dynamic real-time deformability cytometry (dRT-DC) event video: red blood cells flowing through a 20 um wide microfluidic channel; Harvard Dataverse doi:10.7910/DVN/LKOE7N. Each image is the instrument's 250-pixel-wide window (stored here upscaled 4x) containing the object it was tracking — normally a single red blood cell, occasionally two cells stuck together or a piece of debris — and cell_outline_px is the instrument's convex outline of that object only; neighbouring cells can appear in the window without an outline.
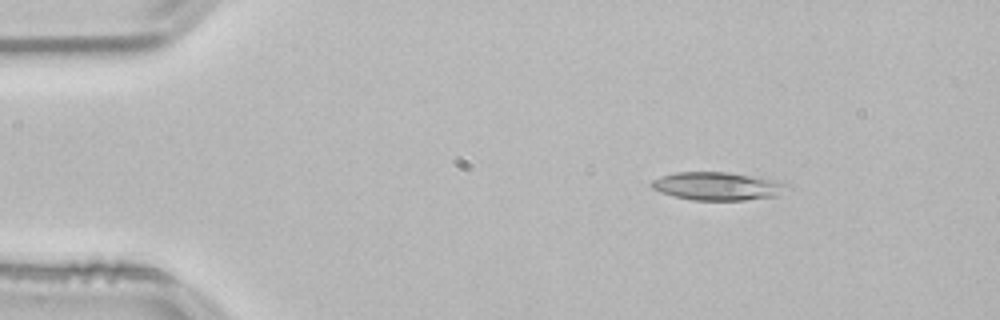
{"species": "common noctule bat (a hibernating species)", "species_latin": "Nyctalus noctula", "temperature_condition": "room temperature", "stored_images_in_passage": 51, "camera_frame_rate_fps": 3000, "um_per_image_px": 0.085, "animal": {"sex": "male", "body_mass_g": 21.5, "forearm_length_mm": 52.0}, "frame": {"image": 1, "passage_image": 6, "time_ms": 1.667, "image_size_px": [1000, 320], "cell_outline_px": [[792, 188], [776, 196], [744, 200], [692, 200], [660, 192], [652, 188], [652, 180], [660, 176], [676, 172], [728, 172], [780, 180], [792, 184]], "centroid_in_image_um": [61.09, 15.81], "position_along_channel_um": 23.9, "area_um2": 22.48}}
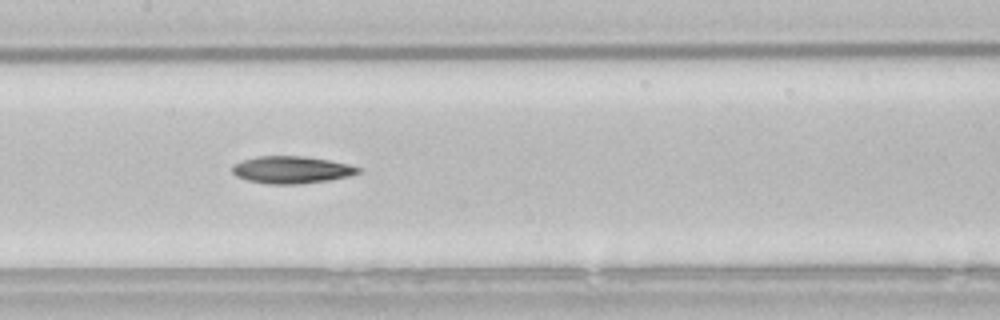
{"frame": {"image": 2, "passage_image": 24, "time_ms": 7.667, "image_size_px": [1000, 320], "cell_outline_px": [[360, 172], [348, 176], [328, 180], [300, 184], [268, 184], [248, 180], [236, 176], [232, 172], [232, 164], [240, 160], [256, 156], [304, 156], [328, 160], [348, 164], [360, 168]], "centroid_in_image_um": [24.72, 14.42], "position_along_channel_um": 182.7, "area_um2": 20.0}}
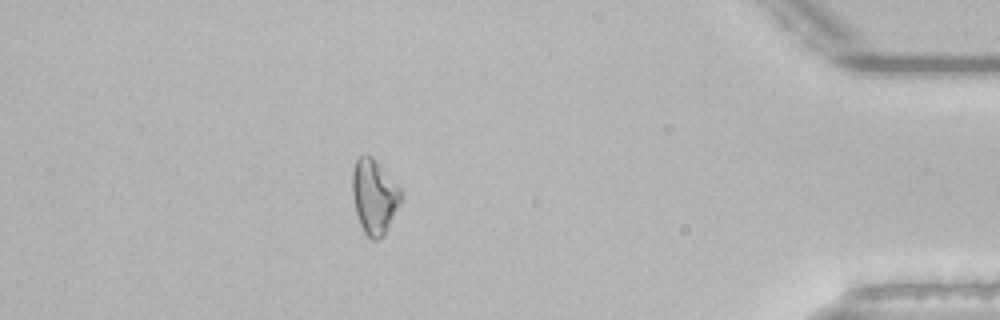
{"frame": {"image": 3, "passage_image": 45, "time_ms": 14.667, "image_size_px": [1000, 320], "cell_outline_px": [[404, 196], [384, 236], [376, 240], [372, 240], [364, 232], [360, 224], [356, 212], [352, 192], [352, 172], [356, 160], [360, 156], [372, 156], [380, 164], [404, 192]], "centroid_in_image_um": [31.84, 16.71], "position_along_channel_um": 403.4, "area_um2": 21.27}, "authors_computed_cell_mechanics": {"area_um2": 20.6924, "velocity_mm_per_s": 3.8325, "shape_relaxation_time_tau1_ms": 8.7489, "shape_relaxation_time_tau2_ms": null, "deformation_change_tau1": 0.1825, "deformation_change_tau2": null}}